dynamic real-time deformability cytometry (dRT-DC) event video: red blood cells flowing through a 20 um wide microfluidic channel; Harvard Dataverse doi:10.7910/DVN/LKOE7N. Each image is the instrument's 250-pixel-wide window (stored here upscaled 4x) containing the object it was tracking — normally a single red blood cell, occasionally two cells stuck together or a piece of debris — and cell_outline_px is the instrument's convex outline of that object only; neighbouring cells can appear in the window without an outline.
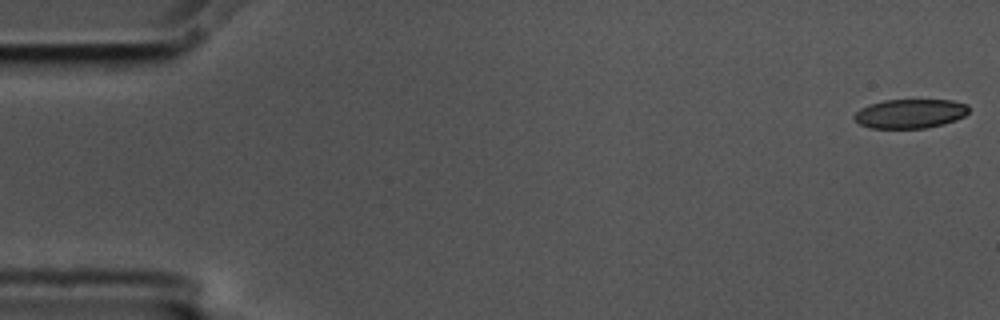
{"species": "common noctule bat (a hibernating species)", "species_latin": "Nyctalus noctula", "temperature_condition": "cold", "stored_images_in_passage": 56, "camera_frame_rate_fps": 3000, "um_per_image_px": 0.085, "animal": {"sex": "male", "body_mass_g": 17.5, "forearm_length_mm": 52.3}, "frame": {"image": 1, "passage_image": 1, "time_ms": 0.0, "image_size_px": [1000, 320], "cell_outline_px": [[968, 112], [964, 116], [956, 120], [944, 124], [924, 128], [868, 128], [860, 124], [852, 116], [860, 108], [868, 104], [884, 100], [952, 100], [968, 104]], "centroid_in_image_um": [77.35, 9.65], "position_along_channel_um": 7.6, "area_um2": 19.59}}
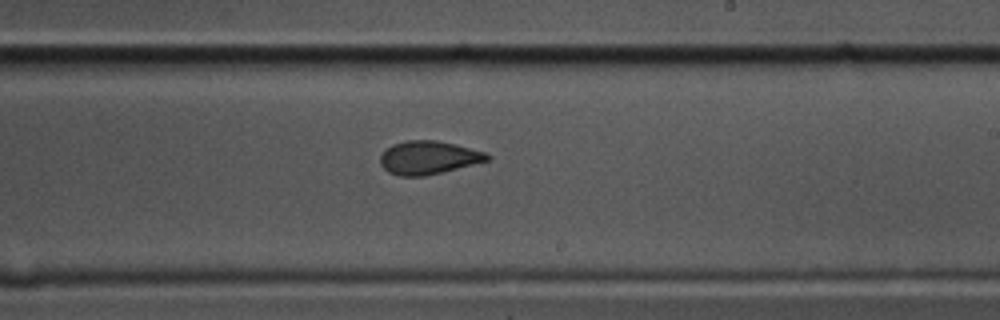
{"frame": {"image": 2, "passage_image": 33, "time_ms": 10.667, "image_size_px": [1000, 320], "cell_outline_px": [[492, 156], [488, 160], [424, 176], [400, 176], [388, 172], [380, 164], [380, 156], [392, 144], [408, 140], [436, 140], [456, 144], [484, 152]], "centroid_in_image_um": [36.39, 13.39], "position_along_channel_um": 252.6, "area_um2": 20.46}}
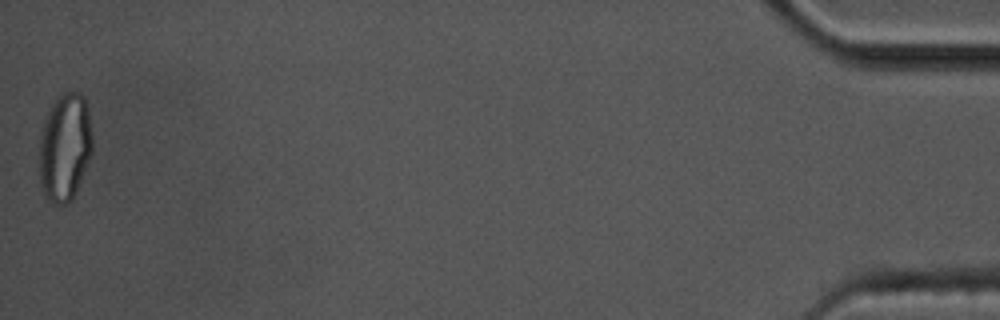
{"frame": {"image": 3, "passage_image": 56, "time_ms": 18.333, "image_size_px": [1000, 320], "cell_outline_px": [[92, 152], [76, 192], [72, 200], [68, 204], [52, 204], [44, 196], [40, 184], [40, 132], [44, 120], [56, 96], [60, 92], [80, 92], [84, 96], [88, 108], [92, 136]], "centroid_in_image_um": [5.51, 12.51], "position_along_channel_um": 429.7, "area_um2": 33.81}, "authors_computed_cell_mechanics": {"area_um2": 21.1837, "velocity_mm_per_s": 3.5715, "shape_relaxation_time_tau1_ms": 8.0541, "shape_relaxation_time_tau2_ms": 2.3503, "deformation_change_tau1": 0.185, "deformation_change_tau2": 0.0653}}